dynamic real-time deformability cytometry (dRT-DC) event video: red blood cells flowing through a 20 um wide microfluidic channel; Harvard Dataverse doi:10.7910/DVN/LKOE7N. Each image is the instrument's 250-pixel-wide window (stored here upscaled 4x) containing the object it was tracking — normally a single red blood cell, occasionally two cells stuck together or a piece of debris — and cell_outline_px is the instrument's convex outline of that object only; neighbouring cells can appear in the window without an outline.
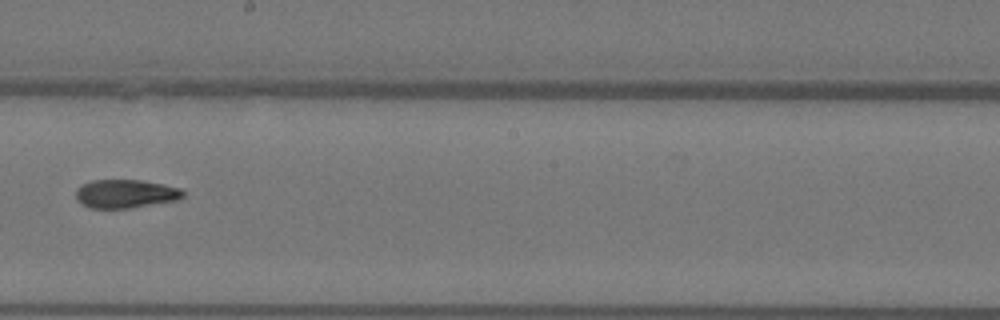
{"species": "Egyptian fruit bat (a non-hibernating species)", "species_latin": "Rousettus aegyptiacus", "temperature_condition": "warm", "stored_images_in_passage": 9, "camera_frame_rate_fps": 3000, "um_per_image_px": 0.085, "animal": {"sex": "female"}, "frame": {"image": 1, "passage_image": 8, "time_ms": 2.333, "image_size_px": [1000, 320], "cell_outline_px": [[184, 196], [176, 200], [128, 208], [88, 208], [80, 204], [76, 200], [76, 188], [80, 184], [92, 180], [140, 180], [180, 188], [184, 192]], "centroid_in_image_um": [10.59, 16.47], "position_along_channel_um": 237.6, "area_um2": 17.8}}